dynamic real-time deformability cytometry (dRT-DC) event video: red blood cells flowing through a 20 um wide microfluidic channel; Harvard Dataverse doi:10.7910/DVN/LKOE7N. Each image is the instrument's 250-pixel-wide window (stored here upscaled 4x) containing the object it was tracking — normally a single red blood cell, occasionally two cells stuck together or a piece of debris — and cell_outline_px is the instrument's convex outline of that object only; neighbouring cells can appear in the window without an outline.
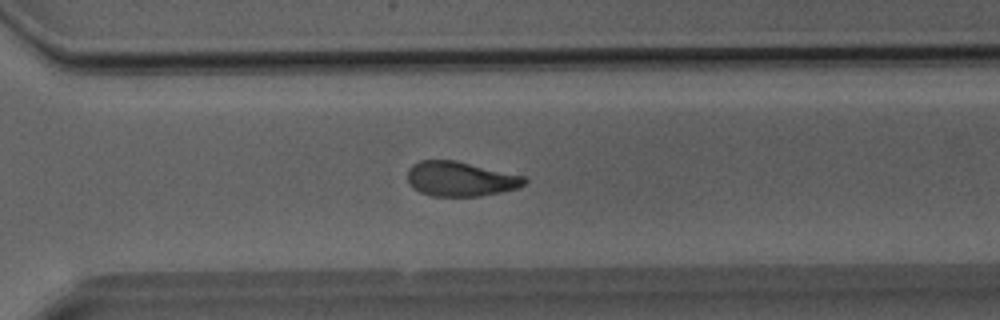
{"species": "Egyptian fruit bat (a non-hibernating species)", "species_latin": "Rousettus aegyptiacus", "temperature_condition": "room temperature", "stored_images_in_passage": 36, "camera_frame_rate_fps": 3000, "um_per_image_px": 0.085, "animal": {"sex": "male"}, "frame": {"image": 1, "passage_image": 25, "time_ms": 8.0, "image_size_px": [1000, 320], "cell_outline_px": [[528, 180], [524, 184], [516, 188], [500, 192], [480, 196], [432, 196], [420, 192], [408, 180], [408, 168], [412, 164], [420, 160], [456, 160], [524, 176]], "centroid_in_image_um": [39.13, 15.2], "position_along_channel_um": 331.5, "area_um2": 23.47}}
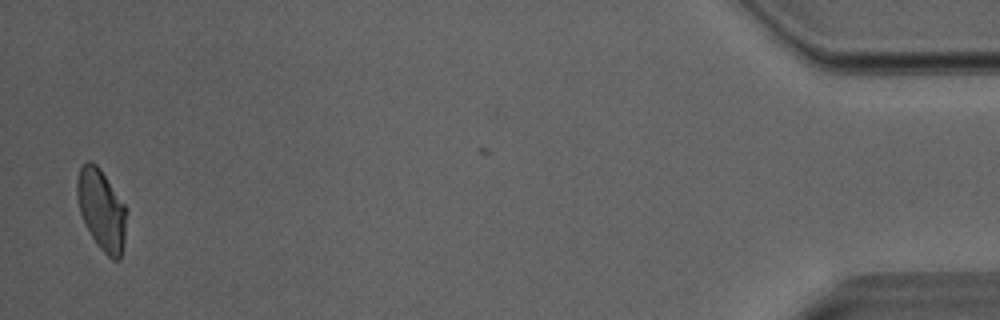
{"frame": {"image": 2, "passage_image": 35, "time_ms": 11.333, "image_size_px": [1000, 320], "cell_outline_px": [[124, 244], [120, 260], [112, 260], [96, 244], [80, 212], [76, 196], [76, 180], [80, 168], [88, 160], [92, 160], [100, 168], [124, 204]], "centroid_in_image_um": [8.6, 17.81], "position_along_channel_um": 426.6, "area_um2": 22.83}}